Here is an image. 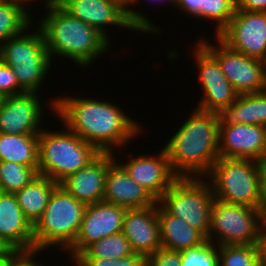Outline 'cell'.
Returning <instances> with one entry per match:
<instances>
[{
    "instance_id": "f546056e",
    "label": "cell",
    "mask_w": 266,
    "mask_h": 266,
    "mask_svg": "<svg viewBox=\"0 0 266 266\" xmlns=\"http://www.w3.org/2000/svg\"><path fill=\"white\" fill-rule=\"evenodd\" d=\"M181 266H219L218 245L208 239L199 246L180 251Z\"/></svg>"
},
{
    "instance_id": "7dc6e473",
    "label": "cell",
    "mask_w": 266,
    "mask_h": 266,
    "mask_svg": "<svg viewBox=\"0 0 266 266\" xmlns=\"http://www.w3.org/2000/svg\"><path fill=\"white\" fill-rule=\"evenodd\" d=\"M71 260H73V261H71V262H73L71 265H74V266H81V265L79 264V262H78L75 258H71ZM47 266H48V264H47Z\"/></svg>"
},
{
    "instance_id": "d590c367",
    "label": "cell",
    "mask_w": 266,
    "mask_h": 266,
    "mask_svg": "<svg viewBox=\"0 0 266 266\" xmlns=\"http://www.w3.org/2000/svg\"><path fill=\"white\" fill-rule=\"evenodd\" d=\"M147 266H181L180 251L159 248L147 258Z\"/></svg>"
},
{
    "instance_id": "60d3db41",
    "label": "cell",
    "mask_w": 266,
    "mask_h": 266,
    "mask_svg": "<svg viewBox=\"0 0 266 266\" xmlns=\"http://www.w3.org/2000/svg\"><path fill=\"white\" fill-rule=\"evenodd\" d=\"M10 1H12V2H16V3H19V4H21L22 6L26 7L25 5H27L29 2H30V4H31V2L33 3L34 1L36 2L37 0H10ZM43 1H44L43 6L45 5L43 9H45V8H47L50 4L54 3L56 0H43Z\"/></svg>"
},
{
    "instance_id": "83f0119b",
    "label": "cell",
    "mask_w": 266,
    "mask_h": 266,
    "mask_svg": "<svg viewBox=\"0 0 266 266\" xmlns=\"http://www.w3.org/2000/svg\"><path fill=\"white\" fill-rule=\"evenodd\" d=\"M218 250L219 266H262L260 244L221 245Z\"/></svg>"
},
{
    "instance_id": "4fadbf2b",
    "label": "cell",
    "mask_w": 266,
    "mask_h": 266,
    "mask_svg": "<svg viewBox=\"0 0 266 266\" xmlns=\"http://www.w3.org/2000/svg\"><path fill=\"white\" fill-rule=\"evenodd\" d=\"M126 208L100 201L86 206L83 219L73 245L66 251L76 258L89 245L109 235L122 232Z\"/></svg>"
},
{
    "instance_id": "3957f363",
    "label": "cell",
    "mask_w": 266,
    "mask_h": 266,
    "mask_svg": "<svg viewBox=\"0 0 266 266\" xmlns=\"http://www.w3.org/2000/svg\"><path fill=\"white\" fill-rule=\"evenodd\" d=\"M44 10L42 20L34 24L43 33L52 62L55 57H60L85 68L110 50L112 42L96 28L70 15L56 1Z\"/></svg>"
},
{
    "instance_id": "ac0fdd59",
    "label": "cell",
    "mask_w": 266,
    "mask_h": 266,
    "mask_svg": "<svg viewBox=\"0 0 266 266\" xmlns=\"http://www.w3.org/2000/svg\"><path fill=\"white\" fill-rule=\"evenodd\" d=\"M114 153L100 152L92 161L68 176L60 185L85 205L103 201L105 180Z\"/></svg>"
},
{
    "instance_id": "ee69618b",
    "label": "cell",
    "mask_w": 266,
    "mask_h": 266,
    "mask_svg": "<svg viewBox=\"0 0 266 266\" xmlns=\"http://www.w3.org/2000/svg\"><path fill=\"white\" fill-rule=\"evenodd\" d=\"M120 5L126 12L128 10V4L130 0H110Z\"/></svg>"
},
{
    "instance_id": "c3c4849f",
    "label": "cell",
    "mask_w": 266,
    "mask_h": 266,
    "mask_svg": "<svg viewBox=\"0 0 266 266\" xmlns=\"http://www.w3.org/2000/svg\"><path fill=\"white\" fill-rule=\"evenodd\" d=\"M262 266H266V260H262Z\"/></svg>"
},
{
    "instance_id": "bcb514c9",
    "label": "cell",
    "mask_w": 266,
    "mask_h": 266,
    "mask_svg": "<svg viewBox=\"0 0 266 266\" xmlns=\"http://www.w3.org/2000/svg\"><path fill=\"white\" fill-rule=\"evenodd\" d=\"M7 250V247L0 241V255Z\"/></svg>"
},
{
    "instance_id": "d6a6232c",
    "label": "cell",
    "mask_w": 266,
    "mask_h": 266,
    "mask_svg": "<svg viewBox=\"0 0 266 266\" xmlns=\"http://www.w3.org/2000/svg\"><path fill=\"white\" fill-rule=\"evenodd\" d=\"M81 266H147V257L139 253L119 259H76Z\"/></svg>"
},
{
    "instance_id": "d4e9b609",
    "label": "cell",
    "mask_w": 266,
    "mask_h": 266,
    "mask_svg": "<svg viewBox=\"0 0 266 266\" xmlns=\"http://www.w3.org/2000/svg\"><path fill=\"white\" fill-rule=\"evenodd\" d=\"M38 135L0 133V162H15L38 172Z\"/></svg>"
},
{
    "instance_id": "8d00e7d4",
    "label": "cell",
    "mask_w": 266,
    "mask_h": 266,
    "mask_svg": "<svg viewBox=\"0 0 266 266\" xmlns=\"http://www.w3.org/2000/svg\"><path fill=\"white\" fill-rule=\"evenodd\" d=\"M173 7L179 9L186 17L199 19L200 22L204 19V0H175Z\"/></svg>"
},
{
    "instance_id": "f1b7e54d",
    "label": "cell",
    "mask_w": 266,
    "mask_h": 266,
    "mask_svg": "<svg viewBox=\"0 0 266 266\" xmlns=\"http://www.w3.org/2000/svg\"><path fill=\"white\" fill-rule=\"evenodd\" d=\"M38 175L33 167L10 161L0 162V185L4 193H17Z\"/></svg>"
},
{
    "instance_id": "7402d4cb",
    "label": "cell",
    "mask_w": 266,
    "mask_h": 266,
    "mask_svg": "<svg viewBox=\"0 0 266 266\" xmlns=\"http://www.w3.org/2000/svg\"><path fill=\"white\" fill-rule=\"evenodd\" d=\"M157 214L160 225L161 248L181 251L199 246L207 240L200 231L190 227L180 217L169 214L159 203Z\"/></svg>"
},
{
    "instance_id": "277c9868",
    "label": "cell",
    "mask_w": 266,
    "mask_h": 266,
    "mask_svg": "<svg viewBox=\"0 0 266 266\" xmlns=\"http://www.w3.org/2000/svg\"><path fill=\"white\" fill-rule=\"evenodd\" d=\"M65 130H43L38 135V174L58 184L92 161L100 152L77 134Z\"/></svg>"
},
{
    "instance_id": "ab89813d",
    "label": "cell",
    "mask_w": 266,
    "mask_h": 266,
    "mask_svg": "<svg viewBox=\"0 0 266 266\" xmlns=\"http://www.w3.org/2000/svg\"><path fill=\"white\" fill-rule=\"evenodd\" d=\"M260 223H261V232H266V202L261 203Z\"/></svg>"
},
{
    "instance_id": "8992f818",
    "label": "cell",
    "mask_w": 266,
    "mask_h": 266,
    "mask_svg": "<svg viewBox=\"0 0 266 266\" xmlns=\"http://www.w3.org/2000/svg\"><path fill=\"white\" fill-rule=\"evenodd\" d=\"M32 23L22 33L11 37L0 46V60L15 72L19 85L26 92H40L41 85L54 64L48 54L44 36Z\"/></svg>"
},
{
    "instance_id": "30bf717a",
    "label": "cell",
    "mask_w": 266,
    "mask_h": 266,
    "mask_svg": "<svg viewBox=\"0 0 266 266\" xmlns=\"http://www.w3.org/2000/svg\"><path fill=\"white\" fill-rule=\"evenodd\" d=\"M215 38V44L203 38L198 42L218 61L221 71L237 93L242 95L266 90V62L233 51Z\"/></svg>"
},
{
    "instance_id": "44dd1931",
    "label": "cell",
    "mask_w": 266,
    "mask_h": 266,
    "mask_svg": "<svg viewBox=\"0 0 266 266\" xmlns=\"http://www.w3.org/2000/svg\"><path fill=\"white\" fill-rule=\"evenodd\" d=\"M0 241L7 249L34 248L33 225L23 214L15 194L0 192Z\"/></svg>"
},
{
    "instance_id": "9c48e42d",
    "label": "cell",
    "mask_w": 266,
    "mask_h": 266,
    "mask_svg": "<svg viewBox=\"0 0 266 266\" xmlns=\"http://www.w3.org/2000/svg\"><path fill=\"white\" fill-rule=\"evenodd\" d=\"M207 239L218 246L260 244V209L214 199Z\"/></svg>"
},
{
    "instance_id": "7bdbcfd3",
    "label": "cell",
    "mask_w": 266,
    "mask_h": 266,
    "mask_svg": "<svg viewBox=\"0 0 266 266\" xmlns=\"http://www.w3.org/2000/svg\"><path fill=\"white\" fill-rule=\"evenodd\" d=\"M0 266H9V249L0 255Z\"/></svg>"
},
{
    "instance_id": "52a82bcc",
    "label": "cell",
    "mask_w": 266,
    "mask_h": 266,
    "mask_svg": "<svg viewBox=\"0 0 266 266\" xmlns=\"http://www.w3.org/2000/svg\"><path fill=\"white\" fill-rule=\"evenodd\" d=\"M205 178L211 184L215 199L260 209L258 161L219 157Z\"/></svg>"
},
{
    "instance_id": "74e56055",
    "label": "cell",
    "mask_w": 266,
    "mask_h": 266,
    "mask_svg": "<svg viewBox=\"0 0 266 266\" xmlns=\"http://www.w3.org/2000/svg\"><path fill=\"white\" fill-rule=\"evenodd\" d=\"M237 9L248 12H266V0H237Z\"/></svg>"
},
{
    "instance_id": "cb8c5ba5",
    "label": "cell",
    "mask_w": 266,
    "mask_h": 266,
    "mask_svg": "<svg viewBox=\"0 0 266 266\" xmlns=\"http://www.w3.org/2000/svg\"><path fill=\"white\" fill-rule=\"evenodd\" d=\"M58 185L54 180L38 175L15 193L18 205L33 226L42 217L49 198Z\"/></svg>"
},
{
    "instance_id": "ffe728a7",
    "label": "cell",
    "mask_w": 266,
    "mask_h": 266,
    "mask_svg": "<svg viewBox=\"0 0 266 266\" xmlns=\"http://www.w3.org/2000/svg\"><path fill=\"white\" fill-rule=\"evenodd\" d=\"M110 162L105 180L103 201L126 209L145 208L155 205L157 200L140 184L133 180L118 163L117 156Z\"/></svg>"
},
{
    "instance_id": "e0dca14e",
    "label": "cell",
    "mask_w": 266,
    "mask_h": 266,
    "mask_svg": "<svg viewBox=\"0 0 266 266\" xmlns=\"http://www.w3.org/2000/svg\"><path fill=\"white\" fill-rule=\"evenodd\" d=\"M56 2L70 15L96 28L111 41L106 31L109 26L122 27L133 30L129 24L126 11L110 0H56ZM107 26V28H106ZM106 28V29H105Z\"/></svg>"
},
{
    "instance_id": "e575fe53",
    "label": "cell",
    "mask_w": 266,
    "mask_h": 266,
    "mask_svg": "<svg viewBox=\"0 0 266 266\" xmlns=\"http://www.w3.org/2000/svg\"><path fill=\"white\" fill-rule=\"evenodd\" d=\"M44 249L13 250L9 249V266H44L37 258V255ZM38 253V254H37ZM36 256V257H35Z\"/></svg>"
},
{
    "instance_id": "9a60e30c",
    "label": "cell",
    "mask_w": 266,
    "mask_h": 266,
    "mask_svg": "<svg viewBox=\"0 0 266 266\" xmlns=\"http://www.w3.org/2000/svg\"><path fill=\"white\" fill-rule=\"evenodd\" d=\"M266 156V126L219 124V157L262 160Z\"/></svg>"
},
{
    "instance_id": "5bb4252c",
    "label": "cell",
    "mask_w": 266,
    "mask_h": 266,
    "mask_svg": "<svg viewBox=\"0 0 266 266\" xmlns=\"http://www.w3.org/2000/svg\"><path fill=\"white\" fill-rule=\"evenodd\" d=\"M38 92H23L8 96L0 109V133L4 134H39L45 121ZM44 110V111H43ZM44 119V120H43Z\"/></svg>"
},
{
    "instance_id": "4dcf8cb0",
    "label": "cell",
    "mask_w": 266,
    "mask_h": 266,
    "mask_svg": "<svg viewBox=\"0 0 266 266\" xmlns=\"http://www.w3.org/2000/svg\"><path fill=\"white\" fill-rule=\"evenodd\" d=\"M237 9V0H204V20L216 22V37L230 22Z\"/></svg>"
},
{
    "instance_id": "5b68a950",
    "label": "cell",
    "mask_w": 266,
    "mask_h": 266,
    "mask_svg": "<svg viewBox=\"0 0 266 266\" xmlns=\"http://www.w3.org/2000/svg\"><path fill=\"white\" fill-rule=\"evenodd\" d=\"M86 206L59 184L42 217L33 226L34 248L46 251L54 247L58 252L67 251L78 234Z\"/></svg>"
},
{
    "instance_id": "6da1fadb",
    "label": "cell",
    "mask_w": 266,
    "mask_h": 266,
    "mask_svg": "<svg viewBox=\"0 0 266 266\" xmlns=\"http://www.w3.org/2000/svg\"><path fill=\"white\" fill-rule=\"evenodd\" d=\"M49 101L52 115L56 114L54 117L64 126L99 152L115 153L113 150L126 147L143 131L140 122L132 119L118 104L107 100L63 95Z\"/></svg>"
},
{
    "instance_id": "484cf974",
    "label": "cell",
    "mask_w": 266,
    "mask_h": 266,
    "mask_svg": "<svg viewBox=\"0 0 266 266\" xmlns=\"http://www.w3.org/2000/svg\"><path fill=\"white\" fill-rule=\"evenodd\" d=\"M25 8L10 0H0V46L11 37L22 33L35 21L29 9Z\"/></svg>"
},
{
    "instance_id": "4316f807",
    "label": "cell",
    "mask_w": 266,
    "mask_h": 266,
    "mask_svg": "<svg viewBox=\"0 0 266 266\" xmlns=\"http://www.w3.org/2000/svg\"><path fill=\"white\" fill-rule=\"evenodd\" d=\"M128 239L122 232L109 235L89 245L75 259H119L133 254Z\"/></svg>"
},
{
    "instance_id": "7c38bea8",
    "label": "cell",
    "mask_w": 266,
    "mask_h": 266,
    "mask_svg": "<svg viewBox=\"0 0 266 266\" xmlns=\"http://www.w3.org/2000/svg\"><path fill=\"white\" fill-rule=\"evenodd\" d=\"M216 37L233 51L266 62V12L236 9Z\"/></svg>"
},
{
    "instance_id": "f35d334b",
    "label": "cell",
    "mask_w": 266,
    "mask_h": 266,
    "mask_svg": "<svg viewBox=\"0 0 266 266\" xmlns=\"http://www.w3.org/2000/svg\"><path fill=\"white\" fill-rule=\"evenodd\" d=\"M259 163V186L261 203L266 202V156Z\"/></svg>"
},
{
    "instance_id": "b9f144b4",
    "label": "cell",
    "mask_w": 266,
    "mask_h": 266,
    "mask_svg": "<svg viewBox=\"0 0 266 266\" xmlns=\"http://www.w3.org/2000/svg\"><path fill=\"white\" fill-rule=\"evenodd\" d=\"M261 253L264 260H266V232H261Z\"/></svg>"
},
{
    "instance_id": "d6986e66",
    "label": "cell",
    "mask_w": 266,
    "mask_h": 266,
    "mask_svg": "<svg viewBox=\"0 0 266 266\" xmlns=\"http://www.w3.org/2000/svg\"><path fill=\"white\" fill-rule=\"evenodd\" d=\"M158 202L145 208L126 209L122 233L134 253L147 258L161 248Z\"/></svg>"
},
{
    "instance_id": "ba28073f",
    "label": "cell",
    "mask_w": 266,
    "mask_h": 266,
    "mask_svg": "<svg viewBox=\"0 0 266 266\" xmlns=\"http://www.w3.org/2000/svg\"><path fill=\"white\" fill-rule=\"evenodd\" d=\"M214 199L211 184L205 177H178L157 202L169 214L180 217L208 238Z\"/></svg>"
},
{
    "instance_id": "f6af8a7d",
    "label": "cell",
    "mask_w": 266,
    "mask_h": 266,
    "mask_svg": "<svg viewBox=\"0 0 266 266\" xmlns=\"http://www.w3.org/2000/svg\"><path fill=\"white\" fill-rule=\"evenodd\" d=\"M7 98L8 96L5 93L0 92V109L5 104Z\"/></svg>"
},
{
    "instance_id": "603a6c76",
    "label": "cell",
    "mask_w": 266,
    "mask_h": 266,
    "mask_svg": "<svg viewBox=\"0 0 266 266\" xmlns=\"http://www.w3.org/2000/svg\"><path fill=\"white\" fill-rule=\"evenodd\" d=\"M219 124H249L266 126V90L242 94L220 113Z\"/></svg>"
},
{
    "instance_id": "836d02e7",
    "label": "cell",
    "mask_w": 266,
    "mask_h": 266,
    "mask_svg": "<svg viewBox=\"0 0 266 266\" xmlns=\"http://www.w3.org/2000/svg\"><path fill=\"white\" fill-rule=\"evenodd\" d=\"M0 92L7 96L21 94L26 92L20 85L15 72L10 66L0 60Z\"/></svg>"
},
{
    "instance_id": "2e32d148",
    "label": "cell",
    "mask_w": 266,
    "mask_h": 266,
    "mask_svg": "<svg viewBox=\"0 0 266 266\" xmlns=\"http://www.w3.org/2000/svg\"><path fill=\"white\" fill-rule=\"evenodd\" d=\"M118 162L127 174L143 186L157 201L171 187L178 176L172 171L165 149L155 155H134Z\"/></svg>"
},
{
    "instance_id": "7a4b0ae2",
    "label": "cell",
    "mask_w": 266,
    "mask_h": 266,
    "mask_svg": "<svg viewBox=\"0 0 266 266\" xmlns=\"http://www.w3.org/2000/svg\"><path fill=\"white\" fill-rule=\"evenodd\" d=\"M163 147L178 177H205L219 158V113L194 107Z\"/></svg>"
},
{
    "instance_id": "8fae6325",
    "label": "cell",
    "mask_w": 266,
    "mask_h": 266,
    "mask_svg": "<svg viewBox=\"0 0 266 266\" xmlns=\"http://www.w3.org/2000/svg\"><path fill=\"white\" fill-rule=\"evenodd\" d=\"M193 57L199 73L198 83L201 85L203 98L196 108L206 112L220 113L230 106L239 96L234 87L221 71L218 61L199 43L195 42Z\"/></svg>"
},
{
    "instance_id": "1f68e13d",
    "label": "cell",
    "mask_w": 266,
    "mask_h": 266,
    "mask_svg": "<svg viewBox=\"0 0 266 266\" xmlns=\"http://www.w3.org/2000/svg\"><path fill=\"white\" fill-rule=\"evenodd\" d=\"M141 1V0H140ZM139 0H130L129 1V4H128V10L126 12L127 14V18H128V21H129V24L133 27V29L135 31H137L138 33H149V34H153V35H158L160 34L161 30L160 28H158L156 25H154L149 19H148V16L145 15V13L139 11L138 9L137 10H134L135 7H133L131 9V6H135V4L137 3H140ZM160 2L162 0H153V2ZM164 1L166 0H163V2H160L161 4L164 3ZM174 1L175 0H167L165 3H169L171 4V6L174 5Z\"/></svg>"
}]
</instances>
